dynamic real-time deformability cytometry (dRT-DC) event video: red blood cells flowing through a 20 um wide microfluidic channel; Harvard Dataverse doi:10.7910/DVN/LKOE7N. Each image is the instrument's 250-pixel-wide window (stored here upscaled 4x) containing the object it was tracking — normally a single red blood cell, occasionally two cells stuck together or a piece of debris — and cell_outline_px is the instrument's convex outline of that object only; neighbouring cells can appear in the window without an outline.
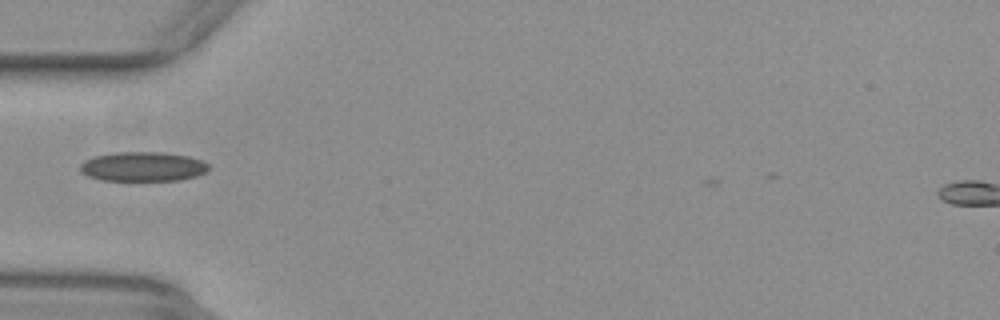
{"species": "common noctule bat (a hibernating species)", "species_latin": "Nyctalus noctula", "temperature_condition": "warm", "stored_images_in_passage": 34, "camera_frame_rate_fps": 3000, "um_per_image_px": 0.085, "animal": {"sex": "female", "body_mass_g": 29.2, "forearm_length_mm": 56.3}, "frame": {"image": 1, "passage_image": 1, "time_ms": 0.0, "image_size_px": [1000, 320], "cell_outline_px": [[212, 168], [196, 176], [180, 180], [104, 180], [88, 176], [80, 172], [80, 164], [96, 156], [116, 152], [164, 152], [188, 156], [200, 160], [208, 164]], "centroid_in_image_um": [12.17, 14.16], "position_along_channel_um": 72.8, "area_um2": 21.91}}
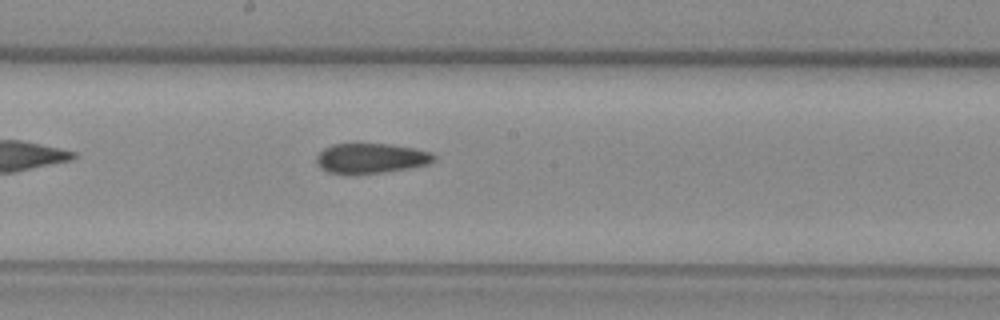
{"frame": {"image": 2, "passage_image": 12, "time_ms": 3.667, "image_size_px": [1000, 320], "cell_outline_px": [[436, 156], [428, 164], [384, 172], [352, 176], [328, 172], [320, 168], [316, 164], [316, 156], [324, 148], [332, 144], [388, 144], [412, 148], [428, 152]], "centroid_in_image_um": [31.43, 13.48], "position_along_channel_um": 216.8, "area_um2": 20.63}}
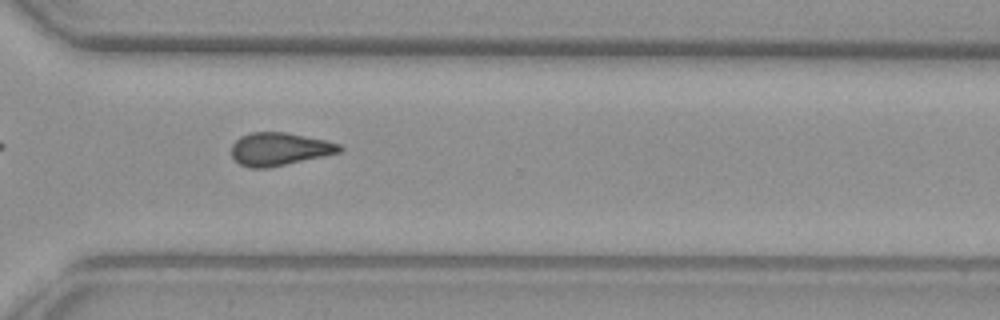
{"frame": {"image": 3, "passage_image": 22, "time_ms": 7.0, "image_size_px": [1000, 320], "cell_outline_px": [[340, 152], [324, 156], [268, 168], [248, 168], [240, 164], [232, 156], [232, 144], [240, 136], [252, 132], [284, 132], [324, 140], [340, 144]], "centroid_in_image_um": [23.71, 12.68], "position_along_channel_um": 346.9, "area_um2": 20.52}}